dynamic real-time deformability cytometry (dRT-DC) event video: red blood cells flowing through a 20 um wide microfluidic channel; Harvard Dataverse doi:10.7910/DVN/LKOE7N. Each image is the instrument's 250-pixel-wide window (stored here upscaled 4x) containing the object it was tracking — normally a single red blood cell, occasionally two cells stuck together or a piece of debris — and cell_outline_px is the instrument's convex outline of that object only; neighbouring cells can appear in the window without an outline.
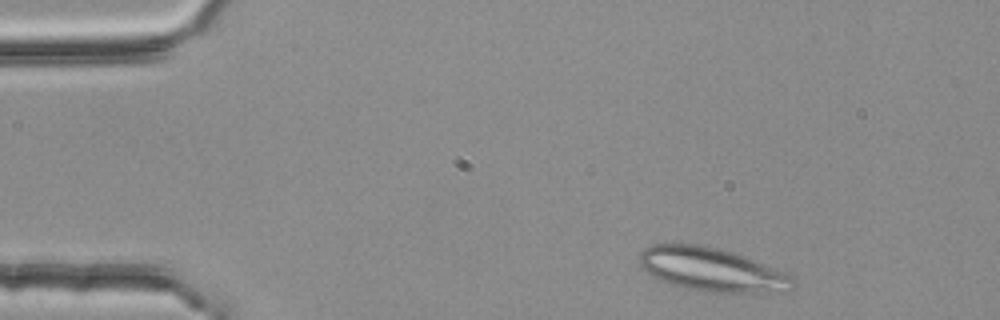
{"species": "common noctule bat (a hibernating species)", "species_latin": "Nyctalus noctula", "temperature_condition": "room temperature", "stored_images_in_passage": 46, "segment_of_instrument_passage": [1, 2], "camera_frame_rate_fps": 3000, "um_per_image_px": 0.085, "animal": {"sex": "female", "body_mass_g": 25.1}, "frame": {"image": 1, "passage_image": 3, "time_ms": 0.667, "image_size_px": [1000, 320], "cell_outline_px": [[796, 284], [788, 292], [704, 292], [684, 288], [660, 280], [652, 276], [640, 268], [640, 252], [644, 248], [652, 244], [676, 240], [720, 248], [736, 252], [784, 272], [792, 276]], "centroid_in_image_um": [60.46, 22.87], "position_along_channel_um": 24.5, "area_um2": 40.0}}